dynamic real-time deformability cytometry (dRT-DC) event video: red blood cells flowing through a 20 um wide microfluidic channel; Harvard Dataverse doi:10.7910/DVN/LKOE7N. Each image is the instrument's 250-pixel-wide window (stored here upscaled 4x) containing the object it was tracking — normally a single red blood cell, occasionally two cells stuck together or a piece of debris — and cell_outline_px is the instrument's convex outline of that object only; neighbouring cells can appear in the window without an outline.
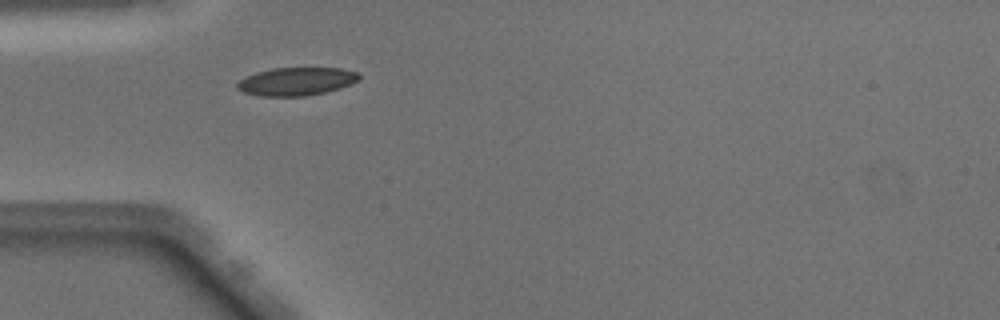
{"species": "Egyptian fruit bat (a non-hibernating species)", "species_latin": "Rousettus aegyptiacus", "temperature_condition": "warm", "stored_images_in_passage": 36, "camera_frame_rate_fps": 3000, "um_per_image_px": 0.085, "animal": {"sex": "male"}, "frame": {"image": 1, "passage_image": 2, "time_ms": 0.333, "image_size_px": [1000, 320], "cell_outline_px": [[360, 80], [352, 84], [340, 88], [324, 92], [304, 96], [260, 96], [244, 92], [236, 88], [236, 84], [244, 76], [256, 72], [272, 68], [340, 68], [356, 72], [360, 76]], "centroid_in_image_um": [25.18, 6.92], "position_along_channel_um": 59.8, "area_um2": 20.0}}
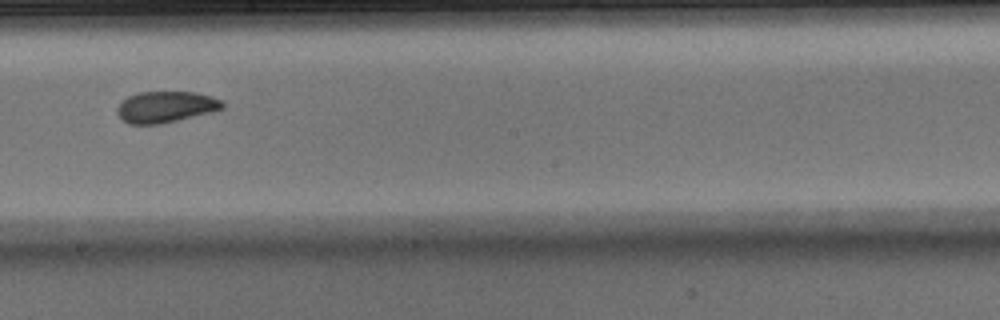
{"frame": {"image": 2, "passage_image": 15, "time_ms": 4.667, "image_size_px": [1000, 320], "cell_outline_px": [[224, 108], [212, 112], [160, 124], [128, 124], [116, 112], [116, 108], [128, 96], [140, 92], [196, 92], [212, 96], [220, 100], [224, 104]], "centroid_in_image_um": [14.1, 9.08], "position_along_channel_um": 234.1, "area_um2": 19.07}}
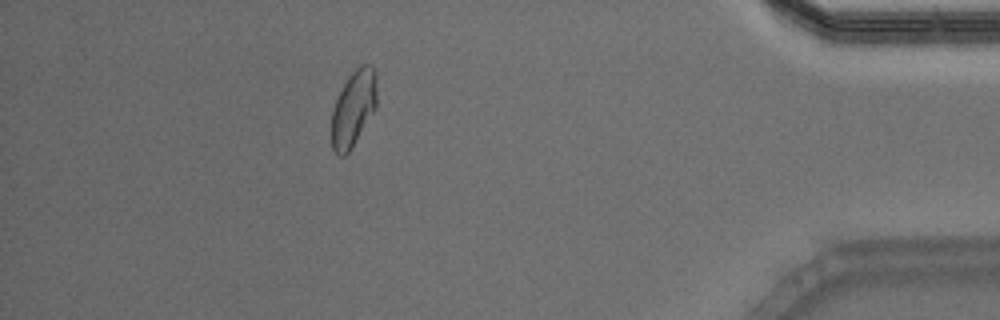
{"frame": {"image": 3, "passage_image": 31, "time_ms": 10.0, "image_size_px": [1000, 320], "cell_outline_px": [[376, 108], [352, 148], [344, 156], [340, 156], [332, 148], [332, 112], [336, 100], [348, 76], [360, 64], [368, 64], [376, 72]], "centroid_in_image_um": [30.05, 9.21], "position_along_channel_um": 405.1, "area_um2": 19.88}, "authors_computed_cell_mechanics": {"area_um2": 19.941, "velocity_mm_per_s": 4.0642, "shape_relaxation_time_tau1_ms": 4.1255, "shape_relaxation_time_tau2_ms": 1.2829, "deformation_change_tau1": 0.1189, "deformation_change_tau2": 0.0489}}